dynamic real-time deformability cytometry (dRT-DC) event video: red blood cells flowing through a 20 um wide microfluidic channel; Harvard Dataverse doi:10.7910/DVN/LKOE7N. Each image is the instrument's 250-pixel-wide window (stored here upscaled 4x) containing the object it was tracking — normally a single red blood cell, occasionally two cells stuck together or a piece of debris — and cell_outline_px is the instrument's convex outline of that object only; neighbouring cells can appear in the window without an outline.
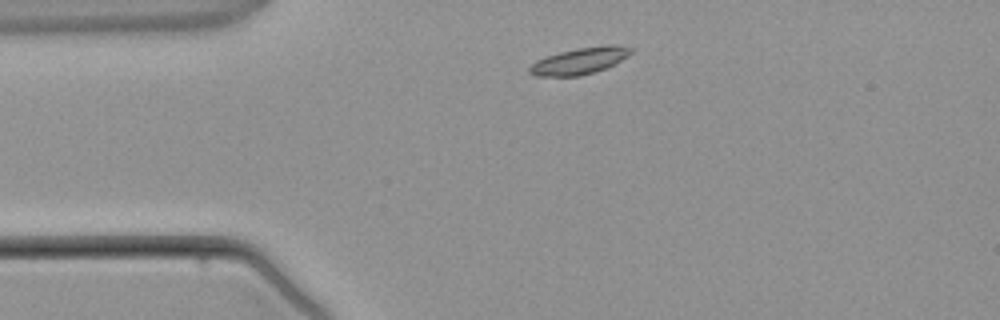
{"species": "common noctule bat (a hibernating species)", "species_latin": "Nyctalus noctula", "temperature_condition": "warm", "stored_images_in_passage": 3, "camera_frame_rate_fps": 3000, "um_per_image_px": 0.085, "animal": {"sex": "male", "body_mass_g": 21.5, "forearm_length_mm": 52.0}, "frame": {"image": 1, "passage_image": 1, "time_ms": 0.0, "image_size_px": [1000, 320], "cell_outline_px": [[632, 52], [628, 56], [596, 72], [580, 76], [536, 76], [528, 72], [528, 68], [536, 60], [560, 52], [576, 48], [608, 44], [620, 44], [632, 48]], "centroid_in_image_um": [49.28, 5.16], "position_along_channel_um": 35.7, "area_um2": 15.72}}
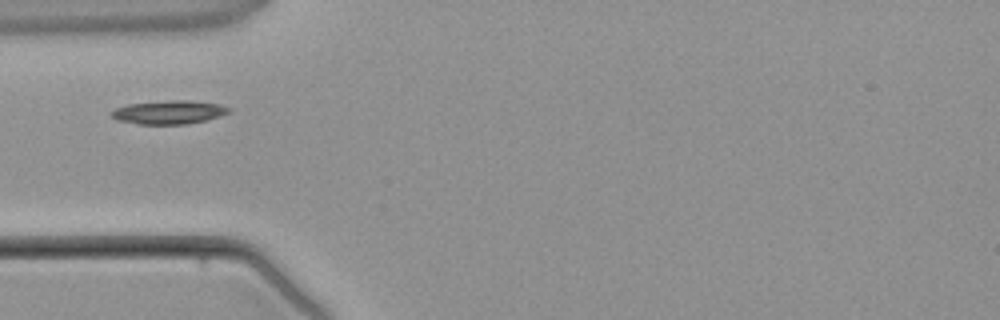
{"frame": {"image": 2, "passage_image": 2, "time_ms": 1.333, "image_size_px": [1000, 320], "cell_outline_px": [[232, 112], [208, 120], [188, 124], [140, 124], [116, 120], [112, 116], [112, 112], [116, 108], [128, 104], [172, 100], [188, 100], [220, 104], [232, 108]], "centroid_in_image_um": [14.44, 9.54], "position_along_channel_um": 70.6, "area_um2": 16.18}}
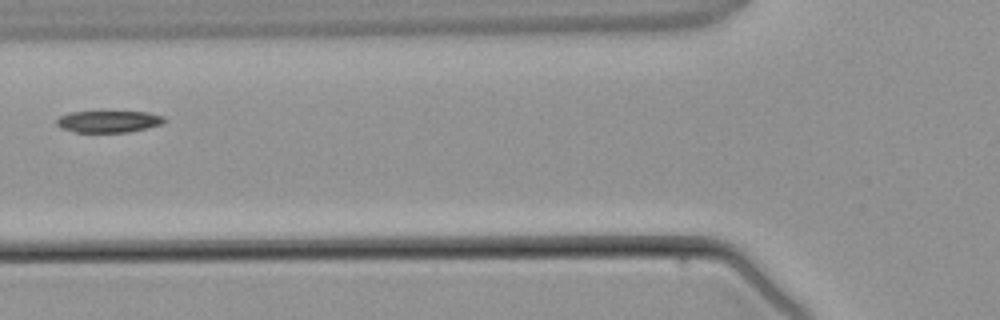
{"frame": {"image": 3, "passage_image": 3, "time_ms": 2.333, "image_size_px": [1000, 320], "cell_outline_px": [[168, 120], [160, 124], [128, 132], [76, 132], [60, 128], [56, 124], [56, 120], [60, 116], [68, 112], [148, 112], [164, 116]], "centroid_in_image_um": [9.21, 10.32], "position_along_channel_um": 116.6, "area_um2": 13.58}}